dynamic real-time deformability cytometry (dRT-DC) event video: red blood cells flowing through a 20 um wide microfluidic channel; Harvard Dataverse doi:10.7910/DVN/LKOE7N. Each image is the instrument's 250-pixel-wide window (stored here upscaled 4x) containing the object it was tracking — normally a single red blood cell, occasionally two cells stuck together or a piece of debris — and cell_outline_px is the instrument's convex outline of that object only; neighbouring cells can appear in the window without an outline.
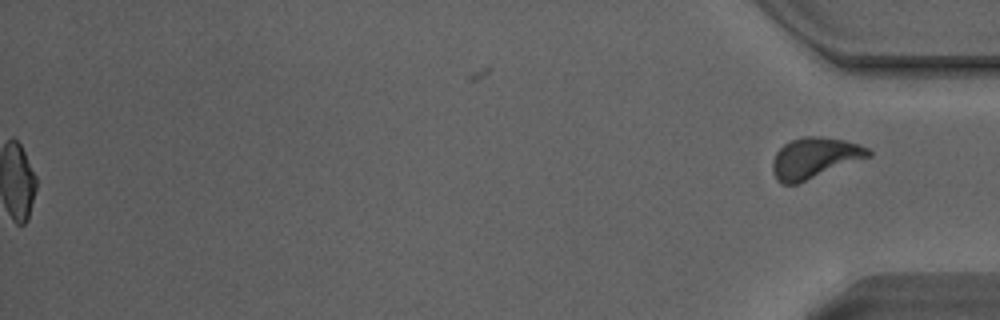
{"species": "Egyptian fruit bat (a non-hibernating species)", "species_latin": "Rousettus aegyptiacus", "temperature_condition": "warm", "stored_images_in_passage": 37, "segment_of_instrument_passage": [2, 2], "camera_frame_rate_fps": 3000, "um_per_image_px": 0.085, "animal": {"sex": "male"}, "frame": {"image": 1, "passage_image": 37, "time_ms": 12.0, "image_size_px": [1000, 320], "cell_outline_px": [[872, 156], [796, 184], [780, 184], [776, 180], [772, 172], [772, 160], [776, 152], [784, 144], [792, 140], [804, 136], [820, 136], [844, 140], [860, 144], [868, 148], [872, 152]], "centroid_in_image_um": [69.23, 13.43], "position_along_channel_um": 366.0, "area_um2": 22.89}}